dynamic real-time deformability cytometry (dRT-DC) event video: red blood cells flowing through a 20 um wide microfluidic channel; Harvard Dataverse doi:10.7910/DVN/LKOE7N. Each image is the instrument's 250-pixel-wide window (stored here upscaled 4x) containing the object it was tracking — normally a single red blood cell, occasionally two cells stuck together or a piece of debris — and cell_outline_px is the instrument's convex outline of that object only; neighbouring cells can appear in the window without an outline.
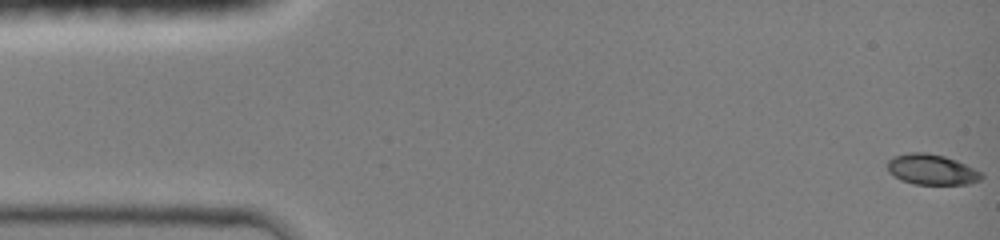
{"species": "common noctule bat (a hibernating species)", "species_latin": "Nyctalus noctula", "temperature_condition": "room temperature", "stored_images_in_passage": 46, "camera_frame_rate_fps": 3000, "um_per_image_px": 0.085, "animal": {"sex": "female", "body_mass_g": 19.0, "forearm_length_mm": 51.5}, "frame": {"image": 1, "passage_image": 1, "time_ms": 0.0, "image_size_px": [1000, 240], "cell_outline_px": [[984, 176], [980, 180], [968, 184], [916, 184], [904, 180], [896, 176], [888, 168], [888, 160], [896, 156], [912, 152], [924, 152], [944, 156], [956, 160], [980, 172]], "centroid_in_image_um": [79.23, 14.41], "position_along_channel_um": 5.8, "area_um2": 16.18}}
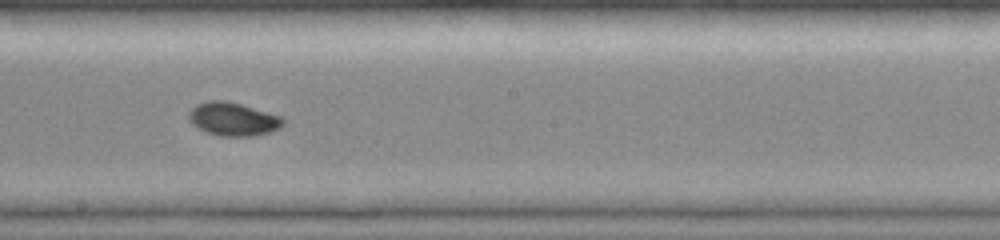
{"frame": {"image": 2, "passage_image": 26, "time_ms": 8.333, "image_size_px": [1000, 240], "cell_outline_px": [[284, 124], [280, 128], [268, 132], [252, 136], [220, 136], [196, 128], [188, 120], [188, 112], [196, 104], [208, 100], [224, 100], [240, 104], [280, 116], [284, 120]], "centroid_in_image_um": [19.76, 10.12], "position_along_channel_um": 228.4, "area_um2": 18.26}}
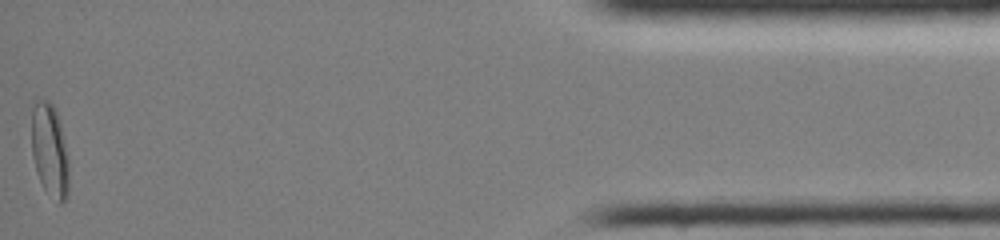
{"frame": {"image": 3, "passage_image": 46, "time_ms": 15.0, "image_size_px": [1000, 240], "cell_outline_px": [[68, 196], [60, 204], [44, 188], [36, 172], [32, 156], [32, 100], [36, 96], [48, 100], [56, 108], [60, 124], [68, 160]], "centroid_in_image_um": [4.2, 12.69], "position_along_channel_um": 431.0, "area_um2": 20.46}, "authors_computed_cell_mechanics": {"area_um2": 17.3978, "velocity_mm_per_s": 4.2103, "shape_relaxation_time_tau1_ms": 4.8623, "shape_relaxation_time_tau2_ms": null, "deformation_change_tau1": 0.1521, "deformation_change_tau2": null}}